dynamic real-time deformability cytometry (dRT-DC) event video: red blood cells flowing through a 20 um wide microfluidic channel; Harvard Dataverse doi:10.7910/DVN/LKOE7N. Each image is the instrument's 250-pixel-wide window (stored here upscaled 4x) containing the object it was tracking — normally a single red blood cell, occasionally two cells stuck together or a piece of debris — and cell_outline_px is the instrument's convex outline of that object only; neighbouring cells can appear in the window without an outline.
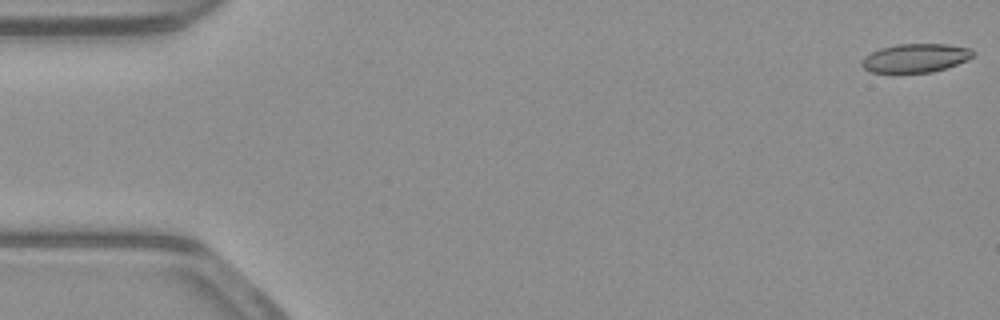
{"species": "common noctule bat (a hibernating species)", "species_latin": "Nyctalus noctula", "temperature_condition": "warm", "stored_images_in_passage": 53, "camera_frame_rate_fps": 3000, "um_per_image_px": 0.085, "animal": {"sex": "male", "body_mass_g": 23.1, "forearm_length_mm": 52.7}, "frame": {"image": 1, "passage_image": 1, "time_ms": 0.0, "image_size_px": [1000, 320], "cell_outline_px": [[976, 52], [972, 56], [956, 64], [932, 72], [872, 72], [864, 68], [860, 64], [864, 56], [880, 48], [896, 44], [944, 44], [972, 48]], "centroid_in_image_um": [77.8, 4.92], "position_along_channel_um": 7.2, "area_um2": 18.38}}
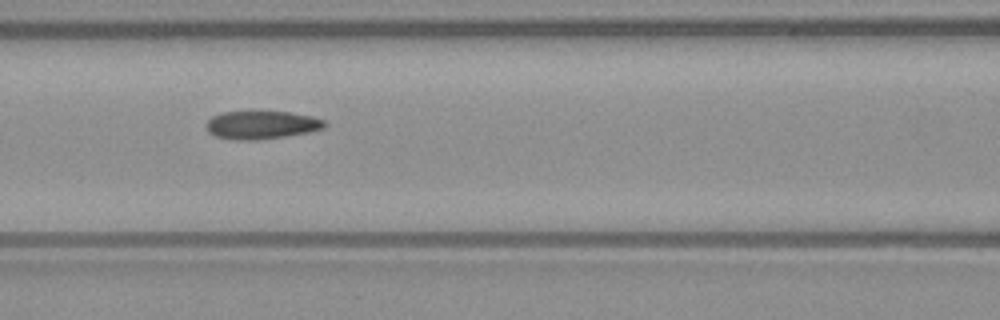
{"frame": {"image": 2, "passage_image": 23, "time_ms": 7.333, "image_size_px": [1000, 320], "cell_outline_px": [[328, 124], [324, 128], [308, 132], [284, 136], [256, 140], [236, 140], [216, 136], [208, 132], [208, 120], [212, 116], [220, 112], [292, 112], [312, 116], [324, 120]], "centroid_in_image_um": [22.26, 10.61], "position_along_channel_um": 144.3, "area_um2": 19.25}}
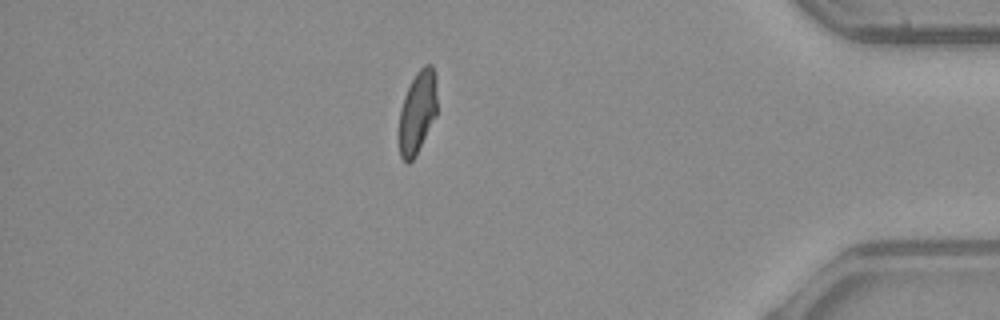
{"frame": {"image": 3, "passage_image": 46, "time_ms": 15.0, "image_size_px": [1000, 320], "cell_outline_px": [[436, 116], [416, 156], [408, 164], [400, 156], [400, 108], [404, 96], [416, 72], [424, 64], [432, 64], [436, 76]], "centroid_in_image_um": [35.5, 9.51], "position_along_channel_um": 399.7, "area_um2": 18.26}, "authors_computed_cell_mechanics": {"area_um2": 19.5364, "velocity_mm_per_s": 3.8825, "shape_relaxation_time_tau1_ms": null, "shape_relaxation_time_tau2_ms": 2.3156, "deformation_change_tau1": null, "deformation_change_tau2": 0.08}}